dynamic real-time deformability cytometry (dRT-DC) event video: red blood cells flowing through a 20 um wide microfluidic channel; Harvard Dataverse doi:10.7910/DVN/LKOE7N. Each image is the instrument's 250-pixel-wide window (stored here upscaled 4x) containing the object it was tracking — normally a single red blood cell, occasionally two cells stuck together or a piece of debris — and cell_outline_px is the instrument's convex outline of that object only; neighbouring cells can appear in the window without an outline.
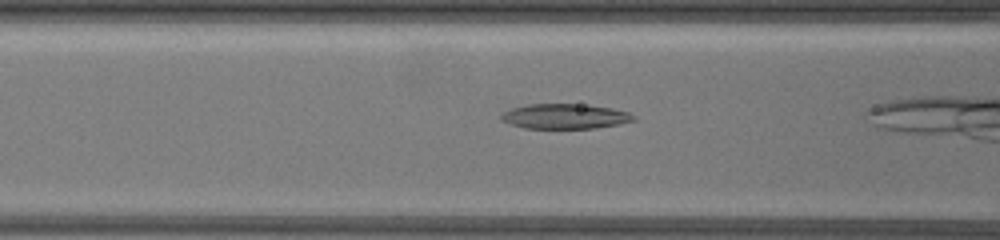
{"species": "common noctule bat (a hibernating species)", "species_latin": "Nyctalus noctula", "temperature_condition": "warm", "stored_images_in_passage": 8, "camera_frame_rate_fps": 3000, "um_per_image_px": 0.085, "animal": {"sex": "female", "body_mass_g": 19.5, "forearm_length_mm": 54.1}, "frame": {"image": 1, "passage_image": 5, "time_ms": 1.667, "image_size_px": [1000, 240], "cell_outline_px": [[636, 120], [620, 124], [596, 128], [524, 128], [500, 120], [500, 116], [504, 112], [512, 108], [528, 104], [580, 104], [612, 108], [628, 112], [636, 116]], "centroid_in_image_um": [48.04, 9.89], "position_along_channel_um": 118.6, "area_um2": 19.25}}
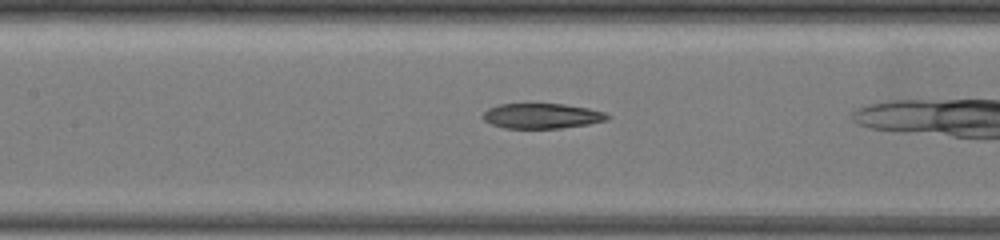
{"frame": {"image": 2, "passage_image": 7, "time_ms": 2.667, "image_size_px": [1000, 240], "cell_outline_px": [[612, 116], [608, 120], [588, 124], [560, 128], [504, 128], [492, 124], [484, 120], [480, 116], [488, 108], [500, 104], [564, 104], [588, 108], [604, 112]], "centroid_in_image_um": [46.06, 9.85], "position_along_channel_um": 161.3, "area_um2": 18.26}}